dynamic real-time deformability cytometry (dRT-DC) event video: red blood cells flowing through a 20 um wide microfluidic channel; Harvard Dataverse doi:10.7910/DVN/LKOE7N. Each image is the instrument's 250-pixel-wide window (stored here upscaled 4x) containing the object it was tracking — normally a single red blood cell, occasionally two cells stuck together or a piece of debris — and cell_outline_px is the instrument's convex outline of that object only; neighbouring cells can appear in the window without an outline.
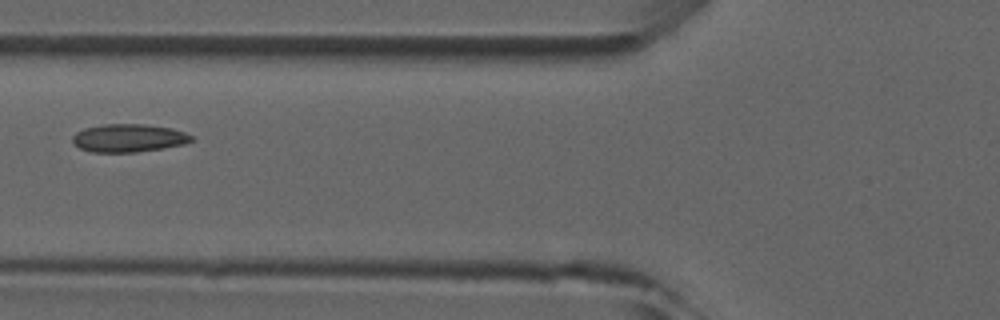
{"species": "common noctule bat (a hibernating species)", "species_latin": "Nyctalus noctula", "temperature_condition": "room temperature", "stored_images_in_passage": 6, "camera_frame_rate_fps": 3000, "um_per_image_px": 0.085, "animal": {"sex": "male", "forearm_length_mm": 52.5}, "frame": {"image": 1, "passage_image": 6, "time_ms": 5.667, "image_size_px": [1000, 320], "cell_outline_px": [[192, 140], [184, 144], [164, 148], [136, 152], [92, 152], [80, 148], [72, 144], [72, 136], [76, 132], [84, 128], [104, 124], [144, 124], [172, 128], [184, 132], [192, 136]], "centroid_in_image_um": [10.9, 11.73], "position_along_channel_um": 114.9, "area_um2": 19.48}}